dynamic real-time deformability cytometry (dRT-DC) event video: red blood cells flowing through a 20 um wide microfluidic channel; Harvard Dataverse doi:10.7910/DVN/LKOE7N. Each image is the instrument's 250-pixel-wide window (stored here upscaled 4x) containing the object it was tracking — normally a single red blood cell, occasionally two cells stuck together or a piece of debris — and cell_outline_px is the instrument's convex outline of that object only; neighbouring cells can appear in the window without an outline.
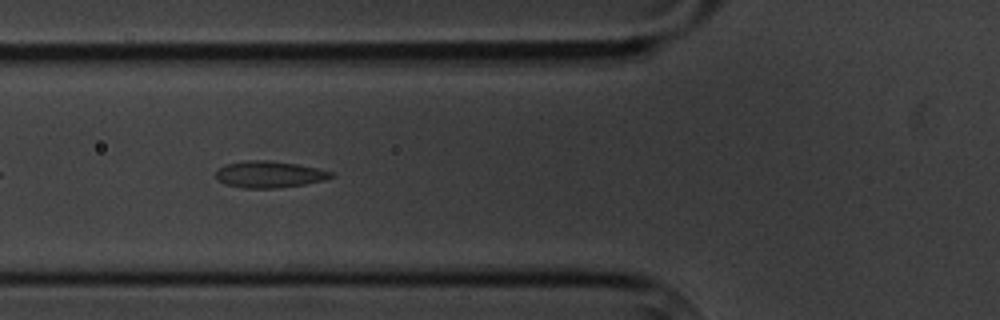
{"species": "common noctule bat (a hibernating species)", "species_latin": "Nyctalus noctula", "temperature_condition": "cold", "stored_images_in_passage": 6, "camera_frame_rate_fps": 3000, "um_per_image_px": 0.085, "animal": {"sex": "male", "body_mass_g": 20.1, "forearm_length_mm": 53.5}, "frame": {"image": 1, "passage_image": 5, "time_ms": 5.667, "image_size_px": [1000, 320], "cell_outline_px": [[336, 176], [324, 180], [304, 184], [276, 188], [244, 188], [224, 184], [216, 180], [216, 172], [224, 164], [248, 160], [268, 160], [296, 164], [316, 168], [332, 172]], "centroid_in_image_um": [22.86, 14.82], "position_along_channel_um": 102.9, "area_um2": 17.86}}
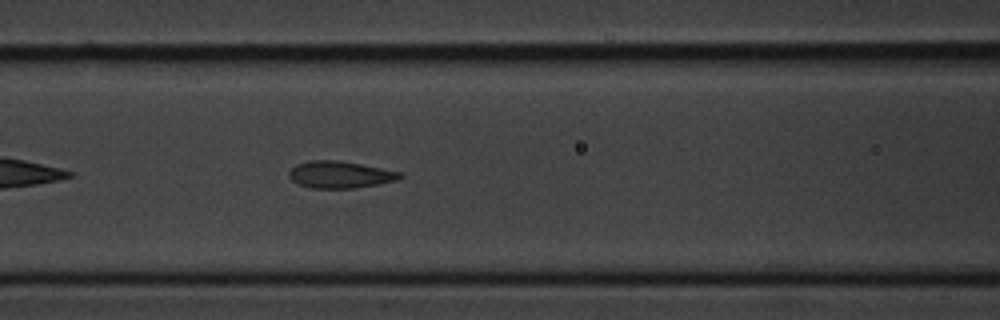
{"frame": {"image": 2, "passage_image": 6, "time_ms": 6.667, "image_size_px": [1000, 320], "cell_outline_px": [[404, 176], [400, 180], [380, 184], [356, 188], [308, 188], [296, 184], [288, 176], [288, 172], [296, 164], [308, 160], [340, 160], [400, 172]], "centroid_in_image_um": [28.89, 14.85], "position_along_channel_um": 137.7, "area_um2": 17.69}}